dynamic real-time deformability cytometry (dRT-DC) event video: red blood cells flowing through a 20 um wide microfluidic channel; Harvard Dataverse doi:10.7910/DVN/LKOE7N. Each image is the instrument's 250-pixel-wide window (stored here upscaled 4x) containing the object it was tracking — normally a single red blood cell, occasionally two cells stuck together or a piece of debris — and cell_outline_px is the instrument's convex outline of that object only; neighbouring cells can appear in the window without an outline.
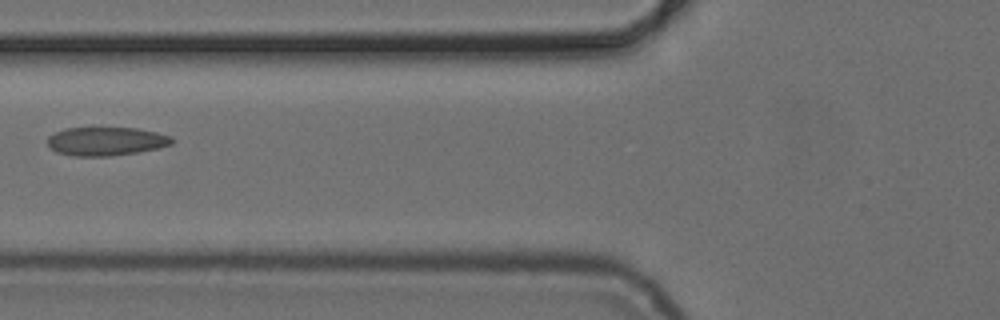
{"species": "common noctule bat (a hibernating species)", "species_latin": "Nyctalus noctula", "temperature_condition": "cold", "stored_images_in_passage": 3, "camera_frame_rate_fps": 3000, "um_per_image_px": 0.085, "animal": {"sex": "female", "body_mass_g": 24.6, "forearm_length_mm": 56.2}, "frame": {"image": 1, "passage_image": 2, "time_ms": 1.333, "image_size_px": [1000, 320], "cell_outline_px": [[176, 140], [172, 144], [160, 148], [136, 152], [108, 156], [72, 156], [56, 152], [48, 144], [48, 136], [64, 128], [92, 124], [136, 128], [156, 132], [172, 136]], "centroid_in_image_um": [9.01, 11.95], "position_along_channel_um": 116.8, "area_um2": 21.79}}
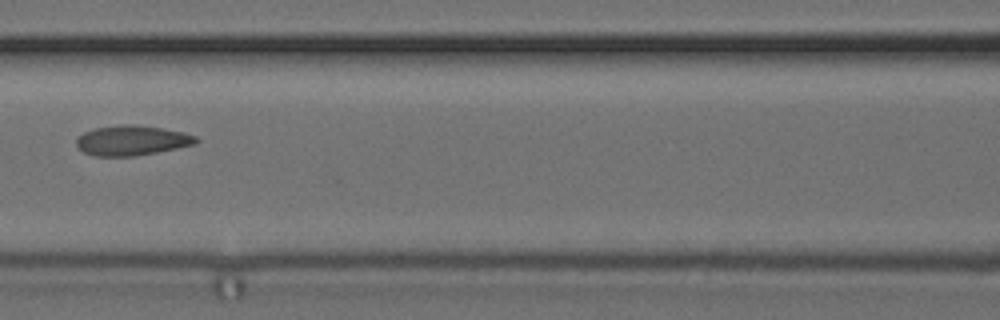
{"frame": {"image": 2, "passage_image": 3, "time_ms": 2.333, "image_size_px": [1000, 320], "cell_outline_px": [[200, 140], [196, 144], [136, 156], [96, 156], [84, 152], [76, 144], [76, 140], [84, 132], [96, 128], [120, 124], [132, 124], [160, 128], [184, 132], [196, 136]], "centroid_in_image_um": [11.23, 11.93], "position_along_channel_um": 155.4, "area_um2": 20.75}}